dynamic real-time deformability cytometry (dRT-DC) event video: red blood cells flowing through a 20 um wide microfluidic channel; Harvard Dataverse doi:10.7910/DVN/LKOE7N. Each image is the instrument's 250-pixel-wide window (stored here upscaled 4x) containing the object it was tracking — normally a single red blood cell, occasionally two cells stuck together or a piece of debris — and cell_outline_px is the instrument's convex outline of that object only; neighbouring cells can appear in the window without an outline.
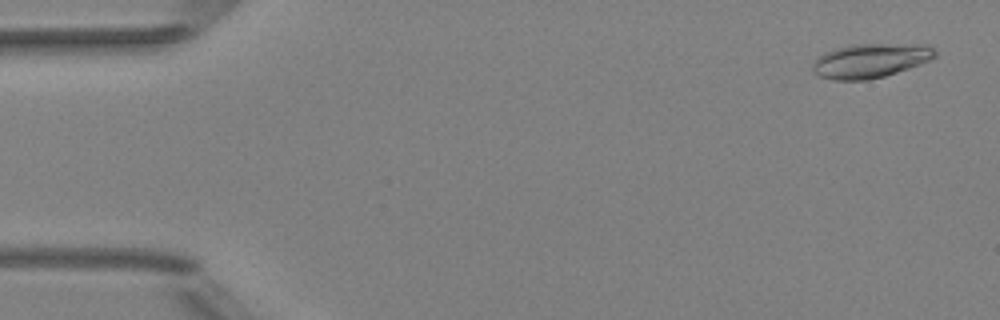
{"species": "Egyptian fruit bat (a non-hibernating species)", "species_latin": "Rousettus aegyptiacus", "temperature_condition": "room temperature", "stored_images_in_passage": 4, "camera_frame_rate_fps": 3000, "um_per_image_px": 0.085, "animal": {"sex": "female"}, "frame": {"image": 1, "passage_image": 1, "time_ms": 0.0, "image_size_px": [1000, 320], "cell_outline_px": [[936, 56], [920, 64], [884, 76], [868, 80], [832, 80], [820, 76], [812, 72], [812, 64], [824, 52], [836, 48], [852, 44], [928, 44], [936, 52]], "centroid_in_image_um": [73.96, 5.15], "position_along_channel_um": 11.0, "area_um2": 24.39}}
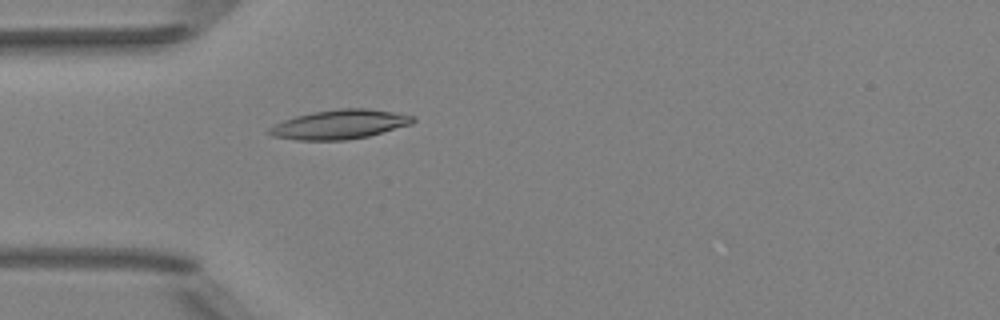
{"frame": {"image": 2, "passage_image": 4, "time_ms": 1.0, "image_size_px": [1000, 320], "cell_outline_px": [[416, 120], [412, 124], [368, 136], [348, 140], [296, 140], [272, 136], [268, 132], [268, 128], [284, 120], [296, 116], [312, 112], [340, 108], [364, 108], [392, 112], [416, 116]], "centroid_in_image_um": [28.88, 10.57], "position_along_channel_um": 56.1, "area_um2": 24.45}}